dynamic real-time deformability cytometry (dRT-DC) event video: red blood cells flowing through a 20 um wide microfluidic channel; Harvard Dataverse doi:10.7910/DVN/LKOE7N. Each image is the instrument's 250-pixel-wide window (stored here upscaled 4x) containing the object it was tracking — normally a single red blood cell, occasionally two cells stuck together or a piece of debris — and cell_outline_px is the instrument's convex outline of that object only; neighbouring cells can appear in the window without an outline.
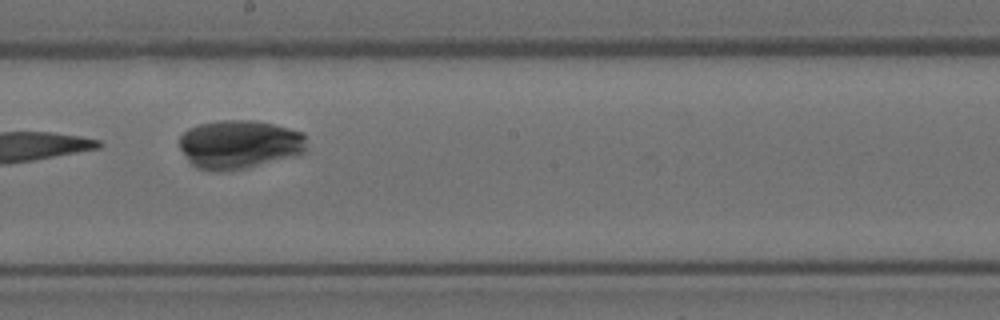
{"species": "Egyptian fruit bat (a non-hibernating species)", "species_latin": "Rousettus aegyptiacus", "temperature_condition": "room temperature", "stored_images_in_passage": 6, "camera_frame_rate_fps": 3000, "um_per_image_px": 0.085, "animal": {"sex": "female"}, "frame": {"image": 1, "passage_image": 6, "time_ms": 1.667, "image_size_px": [1000, 320], "cell_outline_px": [[304, 152], [296, 156], [228, 172], [216, 172], [196, 168], [188, 160], [180, 148], [180, 136], [188, 128], [200, 124], [220, 120], [256, 120], [304, 132]], "centroid_in_image_um": [20.32, 12.28], "position_along_channel_um": 227.9, "area_um2": 36.24}}